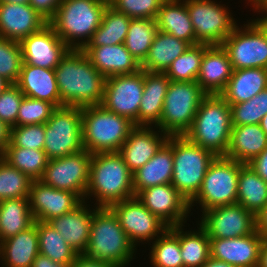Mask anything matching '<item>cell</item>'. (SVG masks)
Wrapping results in <instances>:
<instances>
[{
    "mask_svg": "<svg viewBox=\"0 0 267 267\" xmlns=\"http://www.w3.org/2000/svg\"><path fill=\"white\" fill-rule=\"evenodd\" d=\"M54 71L64 106L83 108L101 104L106 78L82 49H70Z\"/></svg>",
    "mask_w": 267,
    "mask_h": 267,
    "instance_id": "1",
    "label": "cell"
},
{
    "mask_svg": "<svg viewBox=\"0 0 267 267\" xmlns=\"http://www.w3.org/2000/svg\"><path fill=\"white\" fill-rule=\"evenodd\" d=\"M96 207H110L135 196L133 173L125 164L121 154L103 152L91 155L89 182L85 202L93 196ZM87 198V199H86Z\"/></svg>",
    "mask_w": 267,
    "mask_h": 267,
    "instance_id": "2",
    "label": "cell"
},
{
    "mask_svg": "<svg viewBox=\"0 0 267 267\" xmlns=\"http://www.w3.org/2000/svg\"><path fill=\"white\" fill-rule=\"evenodd\" d=\"M135 247L110 207L94 208L89 243L83 255L117 267L131 266Z\"/></svg>",
    "mask_w": 267,
    "mask_h": 267,
    "instance_id": "3",
    "label": "cell"
},
{
    "mask_svg": "<svg viewBox=\"0 0 267 267\" xmlns=\"http://www.w3.org/2000/svg\"><path fill=\"white\" fill-rule=\"evenodd\" d=\"M230 104L220 95H206L185 136L215 156H225L232 130Z\"/></svg>",
    "mask_w": 267,
    "mask_h": 267,
    "instance_id": "4",
    "label": "cell"
},
{
    "mask_svg": "<svg viewBox=\"0 0 267 267\" xmlns=\"http://www.w3.org/2000/svg\"><path fill=\"white\" fill-rule=\"evenodd\" d=\"M108 5L101 0H62L48 23L70 49H82L101 25Z\"/></svg>",
    "mask_w": 267,
    "mask_h": 267,
    "instance_id": "5",
    "label": "cell"
},
{
    "mask_svg": "<svg viewBox=\"0 0 267 267\" xmlns=\"http://www.w3.org/2000/svg\"><path fill=\"white\" fill-rule=\"evenodd\" d=\"M83 148L91 154L119 151L135 124L101 104L81 108Z\"/></svg>",
    "mask_w": 267,
    "mask_h": 267,
    "instance_id": "6",
    "label": "cell"
},
{
    "mask_svg": "<svg viewBox=\"0 0 267 267\" xmlns=\"http://www.w3.org/2000/svg\"><path fill=\"white\" fill-rule=\"evenodd\" d=\"M207 94L196 81H171L164 98L160 122L154 127L168 136H183L191 128Z\"/></svg>",
    "mask_w": 267,
    "mask_h": 267,
    "instance_id": "7",
    "label": "cell"
},
{
    "mask_svg": "<svg viewBox=\"0 0 267 267\" xmlns=\"http://www.w3.org/2000/svg\"><path fill=\"white\" fill-rule=\"evenodd\" d=\"M215 155L191 142L185 135L173 136V175L171 184L190 202L199 192Z\"/></svg>",
    "mask_w": 267,
    "mask_h": 267,
    "instance_id": "8",
    "label": "cell"
},
{
    "mask_svg": "<svg viewBox=\"0 0 267 267\" xmlns=\"http://www.w3.org/2000/svg\"><path fill=\"white\" fill-rule=\"evenodd\" d=\"M244 163L225 156H216L210 163L197 195L189 202L190 212L194 204L201 212L237 203L238 177Z\"/></svg>",
    "mask_w": 267,
    "mask_h": 267,
    "instance_id": "9",
    "label": "cell"
},
{
    "mask_svg": "<svg viewBox=\"0 0 267 267\" xmlns=\"http://www.w3.org/2000/svg\"><path fill=\"white\" fill-rule=\"evenodd\" d=\"M84 150L82 142L81 108H57L45 123L43 151L48 159L61 158Z\"/></svg>",
    "mask_w": 267,
    "mask_h": 267,
    "instance_id": "10",
    "label": "cell"
},
{
    "mask_svg": "<svg viewBox=\"0 0 267 267\" xmlns=\"http://www.w3.org/2000/svg\"><path fill=\"white\" fill-rule=\"evenodd\" d=\"M198 44L221 45L237 27L225 4L211 0H184Z\"/></svg>",
    "mask_w": 267,
    "mask_h": 267,
    "instance_id": "11",
    "label": "cell"
},
{
    "mask_svg": "<svg viewBox=\"0 0 267 267\" xmlns=\"http://www.w3.org/2000/svg\"><path fill=\"white\" fill-rule=\"evenodd\" d=\"M237 26L223 41L233 70L246 68L267 69V36L260 26L252 20Z\"/></svg>",
    "mask_w": 267,
    "mask_h": 267,
    "instance_id": "12",
    "label": "cell"
},
{
    "mask_svg": "<svg viewBox=\"0 0 267 267\" xmlns=\"http://www.w3.org/2000/svg\"><path fill=\"white\" fill-rule=\"evenodd\" d=\"M91 155L84 149L75 154L49 160L40 181L53 188L75 193L84 201L89 182Z\"/></svg>",
    "mask_w": 267,
    "mask_h": 267,
    "instance_id": "13",
    "label": "cell"
},
{
    "mask_svg": "<svg viewBox=\"0 0 267 267\" xmlns=\"http://www.w3.org/2000/svg\"><path fill=\"white\" fill-rule=\"evenodd\" d=\"M144 89V70L105 79L101 105L138 126V111Z\"/></svg>",
    "mask_w": 267,
    "mask_h": 267,
    "instance_id": "14",
    "label": "cell"
},
{
    "mask_svg": "<svg viewBox=\"0 0 267 267\" xmlns=\"http://www.w3.org/2000/svg\"><path fill=\"white\" fill-rule=\"evenodd\" d=\"M110 208L118 217L120 226L135 247L143 241L148 243L155 240L169 228L152 214L136 196L116 202Z\"/></svg>",
    "mask_w": 267,
    "mask_h": 267,
    "instance_id": "15",
    "label": "cell"
},
{
    "mask_svg": "<svg viewBox=\"0 0 267 267\" xmlns=\"http://www.w3.org/2000/svg\"><path fill=\"white\" fill-rule=\"evenodd\" d=\"M201 216L198 225L209 238H235L256 231V216L238 203L209 209Z\"/></svg>",
    "mask_w": 267,
    "mask_h": 267,
    "instance_id": "16",
    "label": "cell"
},
{
    "mask_svg": "<svg viewBox=\"0 0 267 267\" xmlns=\"http://www.w3.org/2000/svg\"><path fill=\"white\" fill-rule=\"evenodd\" d=\"M136 197L169 228L184 225L190 214L189 202L171 183L146 188Z\"/></svg>",
    "mask_w": 267,
    "mask_h": 267,
    "instance_id": "17",
    "label": "cell"
},
{
    "mask_svg": "<svg viewBox=\"0 0 267 267\" xmlns=\"http://www.w3.org/2000/svg\"><path fill=\"white\" fill-rule=\"evenodd\" d=\"M28 200L35 221L43 222L67 214L84 202L77 194L53 188L40 180L32 181Z\"/></svg>",
    "mask_w": 267,
    "mask_h": 267,
    "instance_id": "18",
    "label": "cell"
},
{
    "mask_svg": "<svg viewBox=\"0 0 267 267\" xmlns=\"http://www.w3.org/2000/svg\"><path fill=\"white\" fill-rule=\"evenodd\" d=\"M23 63L55 69L70 48L58 37L48 23L21 42Z\"/></svg>",
    "mask_w": 267,
    "mask_h": 267,
    "instance_id": "19",
    "label": "cell"
},
{
    "mask_svg": "<svg viewBox=\"0 0 267 267\" xmlns=\"http://www.w3.org/2000/svg\"><path fill=\"white\" fill-rule=\"evenodd\" d=\"M263 240L257 231L235 238H210V257L235 267H258Z\"/></svg>",
    "mask_w": 267,
    "mask_h": 267,
    "instance_id": "20",
    "label": "cell"
},
{
    "mask_svg": "<svg viewBox=\"0 0 267 267\" xmlns=\"http://www.w3.org/2000/svg\"><path fill=\"white\" fill-rule=\"evenodd\" d=\"M153 126H135L119 149L125 164L134 173L145 165L167 142L168 135ZM160 134V135H159Z\"/></svg>",
    "mask_w": 267,
    "mask_h": 267,
    "instance_id": "21",
    "label": "cell"
},
{
    "mask_svg": "<svg viewBox=\"0 0 267 267\" xmlns=\"http://www.w3.org/2000/svg\"><path fill=\"white\" fill-rule=\"evenodd\" d=\"M47 24L48 21L29 3H0V37L2 38L21 42Z\"/></svg>",
    "mask_w": 267,
    "mask_h": 267,
    "instance_id": "22",
    "label": "cell"
},
{
    "mask_svg": "<svg viewBox=\"0 0 267 267\" xmlns=\"http://www.w3.org/2000/svg\"><path fill=\"white\" fill-rule=\"evenodd\" d=\"M233 69L222 45L208 46L204 52L196 82L207 95L221 94Z\"/></svg>",
    "mask_w": 267,
    "mask_h": 267,
    "instance_id": "23",
    "label": "cell"
},
{
    "mask_svg": "<svg viewBox=\"0 0 267 267\" xmlns=\"http://www.w3.org/2000/svg\"><path fill=\"white\" fill-rule=\"evenodd\" d=\"M92 65L105 77L132 74L141 64L126 49L124 43L112 46L83 47Z\"/></svg>",
    "mask_w": 267,
    "mask_h": 267,
    "instance_id": "24",
    "label": "cell"
},
{
    "mask_svg": "<svg viewBox=\"0 0 267 267\" xmlns=\"http://www.w3.org/2000/svg\"><path fill=\"white\" fill-rule=\"evenodd\" d=\"M89 206L84 201L75 210L49 221L51 226L64 237L67 244L78 255L84 253L89 243L94 213V208L92 210Z\"/></svg>",
    "mask_w": 267,
    "mask_h": 267,
    "instance_id": "25",
    "label": "cell"
},
{
    "mask_svg": "<svg viewBox=\"0 0 267 267\" xmlns=\"http://www.w3.org/2000/svg\"><path fill=\"white\" fill-rule=\"evenodd\" d=\"M16 85L25 96L63 107L54 69L23 63Z\"/></svg>",
    "mask_w": 267,
    "mask_h": 267,
    "instance_id": "26",
    "label": "cell"
},
{
    "mask_svg": "<svg viewBox=\"0 0 267 267\" xmlns=\"http://www.w3.org/2000/svg\"><path fill=\"white\" fill-rule=\"evenodd\" d=\"M173 136L142 167L133 173V189L135 196L142 190L170 184L173 175Z\"/></svg>",
    "mask_w": 267,
    "mask_h": 267,
    "instance_id": "27",
    "label": "cell"
},
{
    "mask_svg": "<svg viewBox=\"0 0 267 267\" xmlns=\"http://www.w3.org/2000/svg\"><path fill=\"white\" fill-rule=\"evenodd\" d=\"M170 79L159 72L144 71V89L138 111V126L154 127L160 122Z\"/></svg>",
    "mask_w": 267,
    "mask_h": 267,
    "instance_id": "28",
    "label": "cell"
},
{
    "mask_svg": "<svg viewBox=\"0 0 267 267\" xmlns=\"http://www.w3.org/2000/svg\"><path fill=\"white\" fill-rule=\"evenodd\" d=\"M39 254L36 221L32 226L0 242L3 267H32Z\"/></svg>",
    "mask_w": 267,
    "mask_h": 267,
    "instance_id": "29",
    "label": "cell"
},
{
    "mask_svg": "<svg viewBox=\"0 0 267 267\" xmlns=\"http://www.w3.org/2000/svg\"><path fill=\"white\" fill-rule=\"evenodd\" d=\"M267 148V136L260 124L233 126L225 157L248 164Z\"/></svg>",
    "mask_w": 267,
    "mask_h": 267,
    "instance_id": "30",
    "label": "cell"
},
{
    "mask_svg": "<svg viewBox=\"0 0 267 267\" xmlns=\"http://www.w3.org/2000/svg\"><path fill=\"white\" fill-rule=\"evenodd\" d=\"M267 88V69L233 70L225 90L220 94L230 105L246 102Z\"/></svg>",
    "mask_w": 267,
    "mask_h": 267,
    "instance_id": "31",
    "label": "cell"
},
{
    "mask_svg": "<svg viewBox=\"0 0 267 267\" xmlns=\"http://www.w3.org/2000/svg\"><path fill=\"white\" fill-rule=\"evenodd\" d=\"M156 23L159 31L169 33L191 45L198 44L184 0H166L160 7Z\"/></svg>",
    "mask_w": 267,
    "mask_h": 267,
    "instance_id": "32",
    "label": "cell"
},
{
    "mask_svg": "<svg viewBox=\"0 0 267 267\" xmlns=\"http://www.w3.org/2000/svg\"><path fill=\"white\" fill-rule=\"evenodd\" d=\"M190 46V43L158 30L145 60L141 63V69L146 72L164 73Z\"/></svg>",
    "mask_w": 267,
    "mask_h": 267,
    "instance_id": "33",
    "label": "cell"
},
{
    "mask_svg": "<svg viewBox=\"0 0 267 267\" xmlns=\"http://www.w3.org/2000/svg\"><path fill=\"white\" fill-rule=\"evenodd\" d=\"M34 222L28 198L0 201V242L26 230Z\"/></svg>",
    "mask_w": 267,
    "mask_h": 267,
    "instance_id": "34",
    "label": "cell"
},
{
    "mask_svg": "<svg viewBox=\"0 0 267 267\" xmlns=\"http://www.w3.org/2000/svg\"><path fill=\"white\" fill-rule=\"evenodd\" d=\"M237 203L255 216L267 204V182L248 164L240 168L238 177Z\"/></svg>",
    "mask_w": 267,
    "mask_h": 267,
    "instance_id": "35",
    "label": "cell"
},
{
    "mask_svg": "<svg viewBox=\"0 0 267 267\" xmlns=\"http://www.w3.org/2000/svg\"><path fill=\"white\" fill-rule=\"evenodd\" d=\"M130 21V17L108 5L104 11L101 25L84 47L112 46L124 43Z\"/></svg>",
    "mask_w": 267,
    "mask_h": 267,
    "instance_id": "36",
    "label": "cell"
},
{
    "mask_svg": "<svg viewBox=\"0 0 267 267\" xmlns=\"http://www.w3.org/2000/svg\"><path fill=\"white\" fill-rule=\"evenodd\" d=\"M39 254L60 264H71L77 253L67 244L64 237L49 222L36 221Z\"/></svg>",
    "mask_w": 267,
    "mask_h": 267,
    "instance_id": "37",
    "label": "cell"
},
{
    "mask_svg": "<svg viewBox=\"0 0 267 267\" xmlns=\"http://www.w3.org/2000/svg\"><path fill=\"white\" fill-rule=\"evenodd\" d=\"M179 225V243L183 267H201L210 258V238L199 225L198 230L183 231Z\"/></svg>",
    "mask_w": 267,
    "mask_h": 267,
    "instance_id": "38",
    "label": "cell"
},
{
    "mask_svg": "<svg viewBox=\"0 0 267 267\" xmlns=\"http://www.w3.org/2000/svg\"><path fill=\"white\" fill-rule=\"evenodd\" d=\"M1 158L33 181L41 179L49 161L43 150L22 147H7Z\"/></svg>",
    "mask_w": 267,
    "mask_h": 267,
    "instance_id": "39",
    "label": "cell"
},
{
    "mask_svg": "<svg viewBox=\"0 0 267 267\" xmlns=\"http://www.w3.org/2000/svg\"><path fill=\"white\" fill-rule=\"evenodd\" d=\"M151 243L149 258L153 267H183L179 243V225L168 228Z\"/></svg>",
    "mask_w": 267,
    "mask_h": 267,
    "instance_id": "40",
    "label": "cell"
},
{
    "mask_svg": "<svg viewBox=\"0 0 267 267\" xmlns=\"http://www.w3.org/2000/svg\"><path fill=\"white\" fill-rule=\"evenodd\" d=\"M157 31L156 20L131 19L124 45L140 64L145 60Z\"/></svg>",
    "mask_w": 267,
    "mask_h": 267,
    "instance_id": "41",
    "label": "cell"
},
{
    "mask_svg": "<svg viewBox=\"0 0 267 267\" xmlns=\"http://www.w3.org/2000/svg\"><path fill=\"white\" fill-rule=\"evenodd\" d=\"M208 46L206 44L191 45L170 64L164 74L171 81H196L204 52Z\"/></svg>",
    "mask_w": 267,
    "mask_h": 267,
    "instance_id": "42",
    "label": "cell"
},
{
    "mask_svg": "<svg viewBox=\"0 0 267 267\" xmlns=\"http://www.w3.org/2000/svg\"><path fill=\"white\" fill-rule=\"evenodd\" d=\"M32 181L26 174L10 166L0 157V201L28 198Z\"/></svg>",
    "mask_w": 267,
    "mask_h": 267,
    "instance_id": "43",
    "label": "cell"
},
{
    "mask_svg": "<svg viewBox=\"0 0 267 267\" xmlns=\"http://www.w3.org/2000/svg\"><path fill=\"white\" fill-rule=\"evenodd\" d=\"M23 64L20 42L0 37V77L16 84Z\"/></svg>",
    "mask_w": 267,
    "mask_h": 267,
    "instance_id": "44",
    "label": "cell"
},
{
    "mask_svg": "<svg viewBox=\"0 0 267 267\" xmlns=\"http://www.w3.org/2000/svg\"><path fill=\"white\" fill-rule=\"evenodd\" d=\"M56 109L48 101L24 96L19 106L16 126L45 124Z\"/></svg>",
    "mask_w": 267,
    "mask_h": 267,
    "instance_id": "45",
    "label": "cell"
},
{
    "mask_svg": "<svg viewBox=\"0 0 267 267\" xmlns=\"http://www.w3.org/2000/svg\"><path fill=\"white\" fill-rule=\"evenodd\" d=\"M45 124L20 125L11 127V142L7 147H22L43 150Z\"/></svg>",
    "mask_w": 267,
    "mask_h": 267,
    "instance_id": "46",
    "label": "cell"
},
{
    "mask_svg": "<svg viewBox=\"0 0 267 267\" xmlns=\"http://www.w3.org/2000/svg\"><path fill=\"white\" fill-rule=\"evenodd\" d=\"M166 0H114L110 4L116 11L131 19L156 20L160 7Z\"/></svg>",
    "mask_w": 267,
    "mask_h": 267,
    "instance_id": "47",
    "label": "cell"
},
{
    "mask_svg": "<svg viewBox=\"0 0 267 267\" xmlns=\"http://www.w3.org/2000/svg\"><path fill=\"white\" fill-rule=\"evenodd\" d=\"M24 96L16 84H10L0 94V120L10 127L16 126L19 106Z\"/></svg>",
    "mask_w": 267,
    "mask_h": 267,
    "instance_id": "48",
    "label": "cell"
},
{
    "mask_svg": "<svg viewBox=\"0 0 267 267\" xmlns=\"http://www.w3.org/2000/svg\"><path fill=\"white\" fill-rule=\"evenodd\" d=\"M232 126L258 124L255 109V96L246 102L230 105Z\"/></svg>",
    "mask_w": 267,
    "mask_h": 267,
    "instance_id": "49",
    "label": "cell"
},
{
    "mask_svg": "<svg viewBox=\"0 0 267 267\" xmlns=\"http://www.w3.org/2000/svg\"><path fill=\"white\" fill-rule=\"evenodd\" d=\"M61 3L62 0H29V5L48 22L55 16Z\"/></svg>",
    "mask_w": 267,
    "mask_h": 267,
    "instance_id": "50",
    "label": "cell"
},
{
    "mask_svg": "<svg viewBox=\"0 0 267 267\" xmlns=\"http://www.w3.org/2000/svg\"><path fill=\"white\" fill-rule=\"evenodd\" d=\"M248 166L267 182V148L253 158Z\"/></svg>",
    "mask_w": 267,
    "mask_h": 267,
    "instance_id": "51",
    "label": "cell"
},
{
    "mask_svg": "<svg viewBox=\"0 0 267 267\" xmlns=\"http://www.w3.org/2000/svg\"><path fill=\"white\" fill-rule=\"evenodd\" d=\"M70 267H117L106 261H100L85 257L83 254L77 255L75 260L70 264Z\"/></svg>",
    "mask_w": 267,
    "mask_h": 267,
    "instance_id": "52",
    "label": "cell"
},
{
    "mask_svg": "<svg viewBox=\"0 0 267 267\" xmlns=\"http://www.w3.org/2000/svg\"><path fill=\"white\" fill-rule=\"evenodd\" d=\"M255 109L256 118H258V124H260L262 117L267 114V88L255 96Z\"/></svg>",
    "mask_w": 267,
    "mask_h": 267,
    "instance_id": "53",
    "label": "cell"
},
{
    "mask_svg": "<svg viewBox=\"0 0 267 267\" xmlns=\"http://www.w3.org/2000/svg\"><path fill=\"white\" fill-rule=\"evenodd\" d=\"M11 142V127L0 120V157Z\"/></svg>",
    "mask_w": 267,
    "mask_h": 267,
    "instance_id": "54",
    "label": "cell"
},
{
    "mask_svg": "<svg viewBox=\"0 0 267 267\" xmlns=\"http://www.w3.org/2000/svg\"><path fill=\"white\" fill-rule=\"evenodd\" d=\"M256 231L263 238H267V204L256 216Z\"/></svg>",
    "mask_w": 267,
    "mask_h": 267,
    "instance_id": "55",
    "label": "cell"
},
{
    "mask_svg": "<svg viewBox=\"0 0 267 267\" xmlns=\"http://www.w3.org/2000/svg\"><path fill=\"white\" fill-rule=\"evenodd\" d=\"M32 267H70V264H60L52 261L50 258L38 254L33 261Z\"/></svg>",
    "mask_w": 267,
    "mask_h": 267,
    "instance_id": "56",
    "label": "cell"
},
{
    "mask_svg": "<svg viewBox=\"0 0 267 267\" xmlns=\"http://www.w3.org/2000/svg\"><path fill=\"white\" fill-rule=\"evenodd\" d=\"M258 267H267V238H264L261 246Z\"/></svg>",
    "mask_w": 267,
    "mask_h": 267,
    "instance_id": "57",
    "label": "cell"
},
{
    "mask_svg": "<svg viewBox=\"0 0 267 267\" xmlns=\"http://www.w3.org/2000/svg\"><path fill=\"white\" fill-rule=\"evenodd\" d=\"M201 267H235L233 265H230L224 261L216 260L212 257H210L205 264H203Z\"/></svg>",
    "mask_w": 267,
    "mask_h": 267,
    "instance_id": "58",
    "label": "cell"
},
{
    "mask_svg": "<svg viewBox=\"0 0 267 267\" xmlns=\"http://www.w3.org/2000/svg\"><path fill=\"white\" fill-rule=\"evenodd\" d=\"M253 9L256 12H260L262 14H267V0H260L254 7Z\"/></svg>",
    "mask_w": 267,
    "mask_h": 267,
    "instance_id": "59",
    "label": "cell"
},
{
    "mask_svg": "<svg viewBox=\"0 0 267 267\" xmlns=\"http://www.w3.org/2000/svg\"><path fill=\"white\" fill-rule=\"evenodd\" d=\"M253 20L260 26L267 36V14H264L262 18L260 17Z\"/></svg>",
    "mask_w": 267,
    "mask_h": 267,
    "instance_id": "60",
    "label": "cell"
},
{
    "mask_svg": "<svg viewBox=\"0 0 267 267\" xmlns=\"http://www.w3.org/2000/svg\"><path fill=\"white\" fill-rule=\"evenodd\" d=\"M260 127L265 132L267 136V114L264 115L260 121Z\"/></svg>",
    "mask_w": 267,
    "mask_h": 267,
    "instance_id": "61",
    "label": "cell"
},
{
    "mask_svg": "<svg viewBox=\"0 0 267 267\" xmlns=\"http://www.w3.org/2000/svg\"><path fill=\"white\" fill-rule=\"evenodd\" d=\"M0 3L27 4L29 0H0Z\"/></svg>",
    "mask_w": 267,
    "mask_h": 267,
    "instance_id": "62",
    "label": "cell"
},
{
    "mask_svg": "<svg viewBox=\"0 0 267 267\" xmlns=\"http://www.w3.org/2000/svg\"><path fill=\"white\" fill-rule=\"evenodd\" d=\"M10 85L3 77H0V94Z\"/></svg>",
    "mask_w": 267,
    "mask_h": 267,
    "instance_id": "63",
    "label": "cell"
},
{
    "mask_svg": "<svg viewBox=\"0 0 267 267\" xmlns=\"http://www.w3.org/2000/svg\"><path fill=\"white\" fill-rule=\"evenodd\" d=\"M252 7H254L260 0H248Z\"/></svg>",
    "mask_w": 267,
    "mask_h": 267,
    "instance_id": "64",
    "label": "cell"
},
{
    "mask_svg": "<svg viewBox=\"0 0 267 267\" xmlns=\"http://www.w3.org/2000/svg\"><path fill=\"white\" fill-rule=\"evenodd\" d=\"M101 1L106 2L110 5L112 3V1H114V0H101Z\"/></svg>",
    "mask_w": 267,
    "mask_h": 267,
    "instance_id": "65",
    "label": "cell"
}]
</instances>
